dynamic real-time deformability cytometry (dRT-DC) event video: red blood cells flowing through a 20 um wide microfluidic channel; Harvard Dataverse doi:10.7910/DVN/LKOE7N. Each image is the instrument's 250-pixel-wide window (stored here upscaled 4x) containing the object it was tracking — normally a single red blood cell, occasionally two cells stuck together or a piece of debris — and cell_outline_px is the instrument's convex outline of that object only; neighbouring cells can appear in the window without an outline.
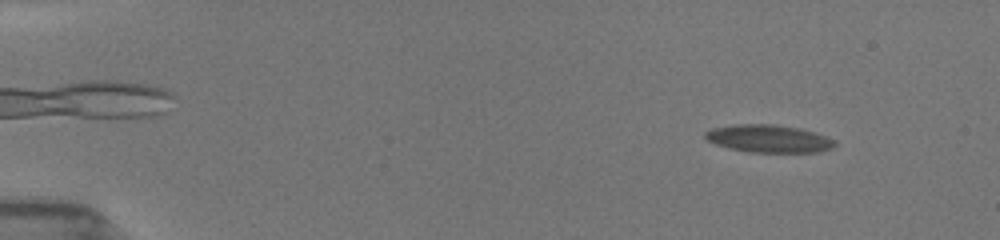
{"species": "common noctule bat (a hibernating species)", "species_latin": "Nyctalus noctula", "temperature_condition": "room temperature", "stored_images_in_passage": 13, "camera_frame_rate_fps": 3000, "um_per_image_px": 0.085, "animal": {"sex": "female", "body_mass_g": 19.5, "forearm_length_mm": 54.1}, "frame": {"image": 1, "passage_image": 5, "time_ms": 1.333, "image_size_px": [1000, 240], "cell_outline_px": [[836, 144], [832, 148], [816, 152], [748, 152], [728, 148], [716, 144], [708, 140], [704, 136], [704, 132], [712, 128], [732, 124], [776, 124], [800, 128], [836, 140]], "centroid_in_image_um": [65.31, 11.78], "position_along_channel_um": 19.7, "area_um2": 20.92}}